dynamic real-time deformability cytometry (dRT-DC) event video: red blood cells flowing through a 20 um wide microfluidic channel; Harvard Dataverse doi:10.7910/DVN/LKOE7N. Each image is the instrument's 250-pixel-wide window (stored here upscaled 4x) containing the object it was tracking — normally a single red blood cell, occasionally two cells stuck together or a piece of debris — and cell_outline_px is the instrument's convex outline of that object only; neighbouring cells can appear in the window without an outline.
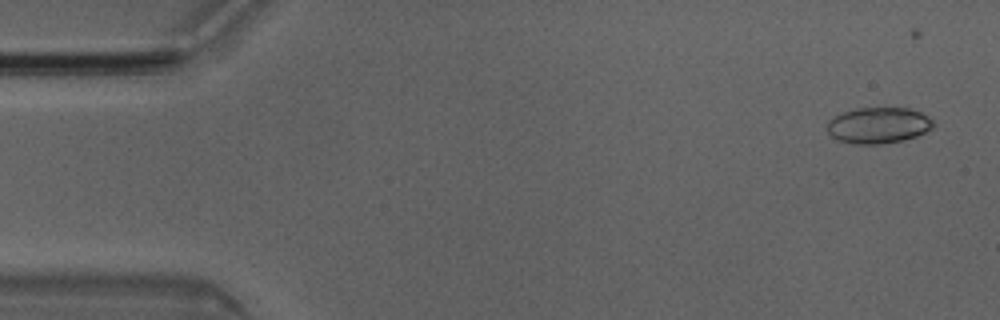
{"species": "Egyptian fruit bat (a non-hibernating species)", "species_latin": "Rousettus aegyptiacus", "temperature_condition": "room temperature", "stored_images_in_passage": 7, "camera_frame_rate_fps": 3000, "um_per_image_px": 0.085, "animal": {"sex": "male"}, "frame": {"image": 1, "passage_image": 1, "time_ms": 0.0, "image_size_px": [1000, 320], "cell_outline_px": [[932, 128], [916, 136], [904, 140], [884, 144], [852, 144], [836, 140], [828, 132], [828, 120], [844, 112], [856, 108], [908, 108], [920, 112], [928, 116], [932, 120]], "centroid_in_image_um": [74.65, 10.67], "position_along_channel_um": 10.4, "area_um2": 22.25}}
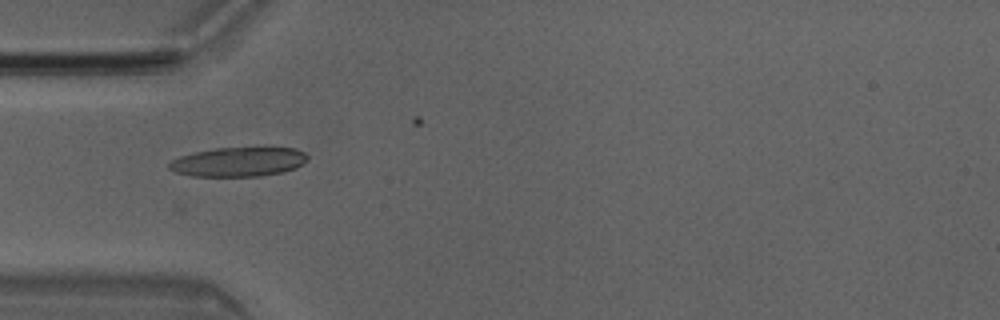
{"frame": {"image": 2, "passage_image": 4, "time_ms": 1.0, "image_size_px": [1000, 320], "cell_outline_px": [[308, 160], [296, 168], [280, 172], [260, 176], [192, 176], [176, 172], [168, 168], [168, 164], [172, 160], [180, 156], [196, 152], [216, 148], [264, 144], [272, 144], [296, 148], [304, 152], [308, 156]], "centroid_in_image_um": [20.37, 13.69], "position_along_channel_um": 64.6, "area_um2": 24.74}}